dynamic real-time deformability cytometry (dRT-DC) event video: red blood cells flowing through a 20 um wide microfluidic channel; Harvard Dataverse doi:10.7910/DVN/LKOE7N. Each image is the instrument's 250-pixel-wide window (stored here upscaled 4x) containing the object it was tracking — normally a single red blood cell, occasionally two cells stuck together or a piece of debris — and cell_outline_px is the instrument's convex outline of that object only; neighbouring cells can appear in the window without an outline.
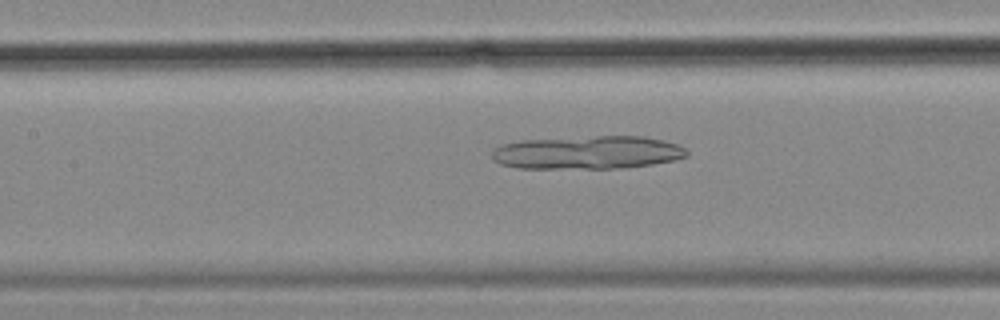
{"species": "common noctule bat (a hibernating species)", "species_latin": "Nyctalus noctula", "temperature_condition": "cold", "stored_images_in_passage": 56, "camera_frame_rate_fps": 3000, "um_per_image_px": 0.085, "animal": {"sex": "female", "body_mass_g": 18.4}, "frame": {"image": 1, "passage_image": 25, "time_ms": 8.0, "image_size_px": [1000, 320], "cell_outline_px": [[688, 156], [672, 160], [652, 164], [620, 168], [516, 168], [500, 164], [492, 160], [492, 152], [496, 148], [504, 144], [520, 140], [596, 136], [644, 136], [664, 140], [676, 144], [684, 148], [688, 152]], "centroid_in_image_um": [49.93, 12.96], "position_along_channel_um": 157.5, "area_um2": 37.69}}
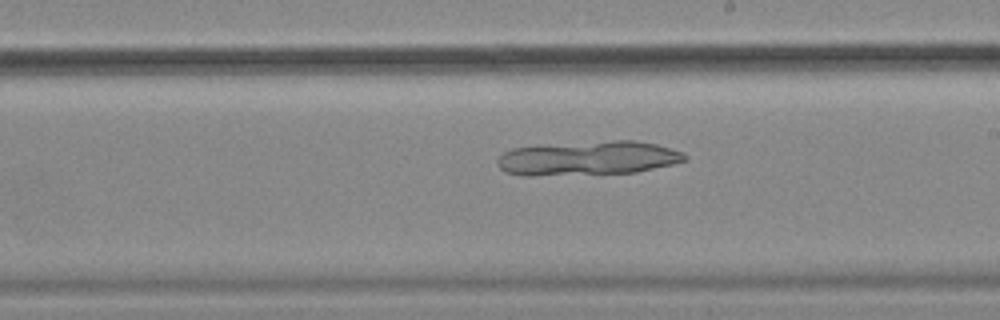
{"frame": {"image": 2, "passage_image": 32, "time_ms": 10.333, "image_size_px": [1000, 320], "cell_outline_px": [[688, 160], [672, 164], [636, 172], [532, 176], [524, 176], [504, 172], [496, 164], [496, 160], [504, 152], [512, 148], [540, 144], [612, 140], [636, 140], [656, 144], [684, 152], [688, 156]], "centroid_in_image_um": [49.95, 13.43], "position_along_channel_um": 239.1, "area_um2": 37.92}}
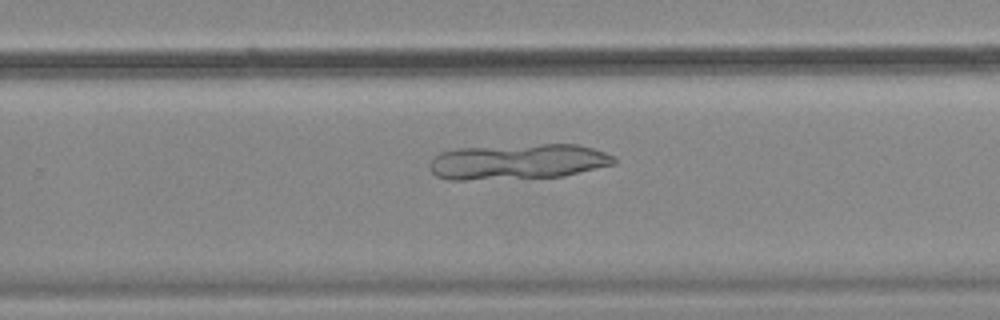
{"frame": {"image": 3, "passage_image": 36, "time_ms": 11.667, "image_size_px": [1000, 320], "cell_outline_px": [[616, 164], [564, 176], [464, 180], [448, 180], [436, 176], [432, 172], [428, 164], [440, 152], [456, 148], [540, 144], [576, 144], [592, 148], [616, 156]], "centroid_in_image_um": [44.03, 13.74], "position_along_channel_um": 285.8, "area_um2": 38.26}}